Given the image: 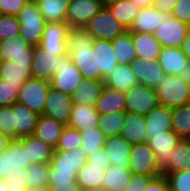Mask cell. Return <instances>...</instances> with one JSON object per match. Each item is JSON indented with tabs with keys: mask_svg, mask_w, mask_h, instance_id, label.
Instances as JSON below:
<instances>
[{
	"mask_svg": "<svg viewBox=\"0 0 190 191\" xmlns=\"http://www.w3.org/2000/svg\"><path fill=\"white\" fill-rule=\"evenodd\" d=\"M93 38L83 28H70L67 38V53L82 73L83 79L97 80L96 50L92 49Z\"/></svg>",
	"mask_w": 190,
	"mask_h": 191,
	"instance_id": "cell-1",
	"label": "cell"
},
{
	"mask_svg": "<svg viewBox=\"0 0 190 191\" xmlns=\"http://www.w3.org/2000/svg\"><path fill=\"white\" fill-rule=\"evenodd\" d=\"M159 105L176 108L190 102V86L179 76L164 74L156 84Z\"/></svg>",
	"mask_w": 190,
	"mask_h": 191,
	"instance_id": "cell-2",
	"label": "cell"
},
{
	"mask_svg": "<svg viewBox=\"0 0 190 191\" xmlns=\"http://www.w3.org/2000/svg\"><path fill=\"white\" fill-rule=\"evenodd\" d=\"M20 23V35L30 45H39L45 29L46 20L42 16L38 4L29 0L17 14Z\"/></svg>",
	"mask_w": 190,
	"mask_h": 191,
	"instance_id": "cell-3",
	"label": "cell"
},
{
	"mask_svg": "<svg viewBox=\"0 0 190 191\" xmlns=\"http://www.w3.org/2000/svg\"><path fill=\"white\" fill-rule=\"evenodd\" d=\"M50 81L31 77L19 89L17 102L43 115Z\"/></svg>",
	"mask_w": 190,
	"mask_h": 191,
	"instance_id": "cell-4",
	"label": "cell"
},
{
	"mask_svg": "<svg viewBox=\"0 0 190 191\" xmlns=\"http://www.w3.org/2000/svg\"><path fill=\"white\" fill-rule=\"evenodd\" d=\"M93 39L113 41L117 36L124 34L127 29L115 17L108 8H103L93 16L84 26Z\"/></svg>",
	"mask_w": 190,
	"mask_h": 191,
	"instance_id": "cell-5",
	"label": "cell"
},
{
	"mask_svg": "<svg viewBox=\"0 0 190 191\" xmlns=\"http://www.w3.org/2000/svg\"><path fill=\"white\" fill-rule=\"evenodd\" d=\"M82 80V73L71 61V56L68 53L60 56L57 74L51 78L50 86L72 96Z\"/></svg>",
	"mask_w": 190,
	"mask_h": 191,
	"instance_id": "cell-6",
	"label": "cell"
},
{
	"mask_svg": "<svg viewBox=\"0 0 190 191\" xmlns=\"http://www.w3.org/2000/svg\"><path fill=\"white\" fill-rule=\"evenodd\" d=\"M190 26L163 12L162 24L154 32L155 38L162 47L181 48Z\"/></svg>",
	"mask_w": 190,
	"mask_h": 191,
	"instance_id": "cell-7",
	"label": "cell"
},
{
	"mask_svg": "<svg viewBox=\"0 0 190 191\" xmlns=\"http://www.w3.org/2000/svg\"><path fill=\"white\" fill-rule=\"evenodd\" d=\"M129 170L134 174L146 176H160L156 154L147 142L132 145L129 157Z\"/></svg>",
	"mask_w": 190,
	"mask_h": 191,
	"instance_id": "cell-8",
	"label": "cell"
},
{
	"mask_svg": "<svg viewBox=\"0 0 190 191\" xmlns=\"http://www.w3.org/2000/svg\"><path fill=\"white\" fill-rule=\"evenodd\" d=\"M69 29L66 22H47L37 47L44 52L56 53L58 56L65 55Z\"/></svg>",
	"mask_w": 190,
	"mask_h": 191,
	"instance_id": "cell-9",
	"label": "cell"
},
{
	"mask_svg": "<svg viewBox=\"0 0 190 191\" xmlns=\"http://www.w3.org/2000/svg\"><path fill=\"white\" fill-rule=\"evenodd\" d=\"M126 112L147 115L159 105L157 92L150 87L136 85L125 92Z\"/></svg>",
	"mask_w": 190,
	"mask_h": 191,
	"instance_id": "cell-10",
	"label": "cell"
},
{
	"mask_svg": "<svg viewBox=\"0 0 190 191\" xmlns=\"http://www.w3.org/2000/svg\"><path fill=\"white\" fill-rule=\"evenodd\" d=\"M146 139L147 144L156 154L157 164L162 172L169 165L173 150L181 138L170 130L158 135H146Z\"/></svg>",
	"mask_w": 190,
	"mask_h": 191,
	"instance_id": "cell-11",
	"label": "cell"
},
{
	"mask_svg": "<svg viewBox=\"0 0 190 191\" xmlns=\"http://www.w3.org/2000/svg\"><path fill=\"white\" fill-rule=\"evenodd\" d=\"M103 8L100 0H70L66 23L70 28H83Z\"/></svg>",
	"mask_w": 190,
	"mask_h": 191,
	"instance_id": "cell-12",
	"label": "cell"
},
{
	"mask_svg": "<svg viewBox=\"0 0 190 191\" xmlns=\"http://www.w3.org/2000/svg\"><path fill=\"white\" fill-rule=\"evenodd\" d=\"M72 105V96L50 87L43 115L67 125L70 119Z\"/></svg>",
	"mask_w": 190,
	"mask_h": 191,
	"instance_id": "cell-13",
	"label": "cell"
},
{
	"mask_svg": "<svg viewBox=\"0 0 190 191\" xmlns=\"http://www.w3.org/2000/svg\"><path fill=\"white\" fill-rule=\"evenodd\" d=\"M135 79L139 85L156 89V84L165 72L157 60H142L136 58L130 64Z\"/></svg>",
	"mask_w": 190,
	"mask_h": 191,
	"instance_id": "cell-14",
	"label": "cell"
},
{
	"mask_svg": "<svg viewBox=\"0 0 190 191\" xmlns=\"http://www.w3.org/2000/svg\"><path fill=\"white\" fill-rule=\"evenodd\" d=\"M92 49L96 50L97 80L104 82L118 65L112 43L107 40L93 39Z\"/></svg>",
	"mask_w": 190,
	"mask_h": 191,
	"instance_id": "cell-15",
	"label": "cell"
},
{
	"mask_svg": "<svg viewBox=\"0 0 190 191\" xmlns=\"http://www.w3.org/2000/svg\"><path fill=\"white\" fill-rule=\"evenodd\" d=\"M59 57L56 53L44 52L37 46L34 47L31 62V73L34 78L50 81L57 74Z\"/></svg>",
	"mask_w": 190,
	"mask_h": 191,
	"instance_id": "cell-16",
	"label": "cell"
},
{
	"mask_svg": "<svg viewBox=\"0 0 190 191\" xmlns=\"http://www.w3.org/2000/svg\"><path fill=\"white\" fill-rule=\"evenodd\" d=\"M87 154L82 146L77 147L75 150L64 151L54 150L50 166L55 170L65 171H78L87 163Z\"/></svg>",
	"mask_w": 190,
	"mask_h": 191,
	"instance_id": "cell-17",
	"label": "cell"
},
{
	"mask_svg": "<svg viewBox=\"0 0 190 191\" xmlns=\"http://www.w3.org/2000/svg\"><path fill=\"white\" fill-rule=\"evenodd\" d=\"M98 124L99 113L95 106L73 103L67 126L83 132L98 127Z\"/></svg>",
	"mask_w": 190,
	"mask_h": 191,
	"instance_id": "cell-18",
	"label": "cell"
},
{
	"mask_svg": "<svg viewBox=\"0 0 190 191\" xmlns=\"http://www.w3.org/2000/svg\"><path fill=\"white\" fill-rule=\"evenodd\" d=\"M34 46L26 42L21 35L0 41V61L32 60Z\"/></svg>",
	"mask_w": 190,
	"mask_h": 191,
	"instance_id": "cell-19",
	"label": "cell"
},
{
	"mask_svg": "<svg viewBox=\"0 0 190 191\" xmlns=\"http://www.w3.org/2000/svg\"><path fill=\"white\" fill-rule=\"evenodd\" d=\"M32 60L0 61V79L10 84H23L33 77L31 73Z\"/></svg>",
	"mask_w": 190,
	"mask_h": 191,
	"instance_id": "cell-20",
	"label": "cell"
},
{
	"mask_svg": "<svg viewBox=\"0 0 190 191\" xmlns=\"http://www.w3.org/2000/svg\"><path fill=\"white\" fill-rule=\"evenodd\" d=\"M104 150L110 160V165L129 167V157L132 145L121 135L106 137Z\"/></svg>",
	"mask_w": 190,
	"mask_h": 191,
	"instance_id": "cell-21",
	"label": "cell"
},
{
	"mask_svg": "<svg viewBox=\"0 0 190 191\" xmlns=\"http://www.w3.org/2000/svg\"><path fill=\"white\" fill-rule=\"evenodd\" d=\"M12 112L14 126H16V139L33 135L40 115L18 102L12 105Z\"/></svg>",
	"mask_w": 190,
	"mask_h": 191,
	"instance_id": "cell-22",
	"label": "cell"
},
{
	"mask_svg": "<svg viewBox=\"0 0 190 191\" xmlns=\"http://www.w3.org/2000/svg\"><path fill=\"white\" fill-rule=\"evenodd\" d=\"M157 61L165 74L179 75L190 63L181 48L162 47Z\"/></svg>",
	"mask_w": 190,
	"mask_h": 191,
	"instance_id": "cell-23",
	"label": "cell"
},
{
	"mask_svg": "<svg viewBox=\"0 0 190 191\" xmlns=\"http://www.w3.org/2000/svg\"><path fill=\"white\" fill-rule=\"evenodd\" d=\"M145 117L133 112H125L121 136L131 145L147 142Z\"/></svg>",
	"mask_w": 190,
	"mask_h": 191,
	"instance_id": "cell-24",
	"label": "cell"
},
{
	"mask_svg": "<svg viewBox=\"0 0 190 191\" xmlns=\"http://www.w3.org/2000/svg\"><path fill=\"white\" fill-rule=\"evenodd\" d=\"M65 127V124L51 117L40 115L33 135L55 150Z\"/></svg>",
	"mask_w": 190,
	"mask_h": 191,
	"instance_id": "cell-25",
	"label": "cell"
},
{
	"mask_svg": "<svg viewBox=\"0 0 190 191\" xmlns=\"http://www.w3.org/2000/svg\"><path fill=\"white\" fill-rule=\"evenodd\" d=\"M145 117L146 135H158L172 130V109L158 105Z\"/></svg>",
	"mask_w": 190,
	"mask_h": 191,
	"instance_id": "cell-26",
	"label": "cell"
},
{
	"mask_svg": "<svg viewBox=\"0 0 190 191\" xmlns=\"http://www.w3.org/2000/svg\"><path fill=\"white\" fill-rule=\"evenodd\" d=\"M32 164H50L54 149L34 135L19 138Z\"/></svg>",
	"mask_w": 190,
	"mask_h": 191,
	"instance_id": "cell-27",
	"label": "cell"
},
{
	"mask_svg": "<svg viewBox=\"0 0 190 191\" xmlns=\"http://www.w3.org/2000/svg\"><path fill=\"white\" fill-rule=\"evenodd\" d=\"M132 40L137 58L148 61L158 59L162 46L154 34L132 32Z\"/></svg>",
	"mask_w": 190,
	"mask_h": 191,
	"instance_id": "cell-28",
	"label": "cell"
},
{
	"mask_svg": "<svg viewBox=\"0 0 190 191\" xmlns=\"http://www.w3.org/2000/svg\"><path fill=\"white\" fill-rule=\"evenodd\" d=\"M125 92L104 86L101 95L95 103V109L99 114L110 112H126Z\"/></svg>",
	"mask_w": 190,
	"mask_h": 191,
	"instance_id": "cell-29",
	"label": "cell"
},
{
	"mask_svg": "<svg viewBox=\"0 0 190 191\" xmlns=\"http://www.w3.org/2000/svg\"><path fill=\"white\" fill-rule=\"evenodd\" d=\"M163 21V12H159L153 6L140 9L139 14L128 29L129 32L154 34Z\"/></svg>",
	"mask_w": 190,
	"mask_h": 191,
	"instance_id": "cell-30",
	"label": "cell"
},
{
	"mask_svg": "<svg viewBox=\"0 0 190 191\" xmlns=\"http://www.w3.org/2000/svg\"><path fill=\"white\" fill-rule=\"evenodd\" d=\"M104 85L121 92L129 91L138 85L129 64H118L114 72L104 80Z\"/></svg>",
	"mask_w": 190,
	"mask_h": 191,
	"instance_id": "cell-31",
	"label": "cell"
},
{
	"mask_svg": "<svg viewBox=\"0 0 190 191\" xmlns=\"http://www.w3.org/2000/svg\"><path fill=\"white\" fill-rule=\"evenodd\" d=\"M104 86L103 81L83 79L72 94L73 103L95 106Z\"/></svg>",
	"mask_w": 190,
	"mask_h": 191,
	"instance_id": "cell-32",
	"label": "cell"
},
{
	"mask_svg": "<svg viewBox=\"0 0 190 191\" xmlns=\"http://www.w3.org/2000/svg\"><path fill=\"white\" fill-rule=\"evenodd\" d=\"M132 177V172L129 167H119L110 165L105 169L102 187L106 191H123L129 184Z\"/></svg>",
	"mask_w": 190,
	"mask_h": 191,
	"instance_id": "cell-33",
	"label": "cell"
},
{
	"mask_svg": "<svg viewBox=\"0 0 190 191\" xmlns=\"http://www.w3.org/2000/svg\"><path fill=\"white\" fill-rule=\"evenodd\" d=\"M172 154L171 161H169V165L162 171V174L190 170V139H180Z\"/></svg>",
	"mask_w": 190,
	"mask_h": 191,
	"instance_id": "cell-34",
	"label": "cell"
},
{
	"mask_svg": "<svg viewBox=\"0 0 190 191\" xmlns=\"http://www.w3.org/2000/svg\"><path fill=\"white\" fill-rule=\"evenodd\" d=\"M70 0H40L39 10L46 22H66Z\"/></svg>",
	"mask_w": 190,
	"mask_h": 191,
	"instance_id": "cell-35",
	"label": "cell"
},
{
	"mask_svg": "<svg viewBox=\"0 0 190 191\" xmlns=\"http://www.w3.org/2000/svg\"><path fill=\"white\" fill-rule=\"evenodd\" d=\"M118 64H130L135 60L136 52L132 40V32L128 30L111 41Z\"/></svg>",
	"mask_w": 190,
	"mask_h": 191,
	"instance_id": "cell-36",
	"label": "cell"
},
{
	"mask_svg": "<svg viewBox=\"0 0 190 191\" xmlns=\"http://www.w3.org/2000/svg\"><path fill=\"white\" fill-rule=\"evenodd\" d=\"M105 169L90 163H85L77 173V183L81 189L102 187Z\"/></svg>",
	"mask_w": 190,
	"mask_h": 191,
	"instance_id": "cell-37",
	"label": "cell"
},
{
	"mask_svg": "<svg viewBox=\"0 0 190 191\" xmlns=\"http://www.w3.org/2000/svg\"><path fill=\"white\" fill-rule=\"evenodd\" d=\"M172 130L181 139H190V102L172 109Z\"/></svg>",
	"mask_w": 190,
	"mask_h": 191,
	"instance_id": "cell-38",
	"label": "cell"
},
{
	"mask_svg": "<svg viewBox=\"0 0 190 191\" xmlns=\"http://www.w3.org/2000/svg\"><path fill=\"white\" fill-rule=\"evenodd\" d=\"M112 16L115 17L128 30L132 25L140 9L130 0H122L114 5L107 7Z\"/></svg>",
	"mask_w": 190,
	"mask_h": 191,
	"instance_id": "cell-39",
	"label": "cell"
},
{
	"mask_svg": "<svg viewBox=\"0 0 190 191\" xmlns=\"http://www.w3.org/2000/svg\"><path fill=\"white\" fill-rule=\"evenodd\" d=\"M125 121V112L99 114L98 128L106 136L121 135Z\"/></svg>",
	"mask_w": 190,
	"mask_h": 191,
	"instance_id": "cell-40",
	"label": "cell"
},
{
	"mask_svg": "<svg viewBox=\"0 0 190 191\" xmlns=\"http://www.w3.org/2000/svg\"><path fill=\"white\" fill-rule=\"evenodd\" d=\"M32 165L28 160L27 149L24 148L19 139H13L8 146V175L11 168L27 169Z\"/></svg>",
	"mask_w": 190,
	"mask_h": 191,
	"instance_id": "cell-41",
	"label": "cell"
},
{
	"mask_svg": "<svg viewBox=\"0 0 190 191\" xmlns=\"http://www.w3.org/2000/svg\"><path fill=\"white\" fill-rule=\"evenodd\" d=\"M80 133L82 138L81 146L87 156L94 154L95 151H99L104 147L106 136L98 127Z\"/></svg>",
	"mask_w": 190,
	"mask_h": 191,
	"instance_id": "cell-42",
	"label": "cell"
},
{
	"mask_svg": "<svg viewBox=\"0 0 190 191\" xmlns=\"http://www.w3.org/2000/svg\"><path fill=\"white\" fill-rule=\"evenodd\" d=\"M49 164H32L27 168L28 188L48 189Z\"/></svg>",
	"mask_w": 190,
	"mask_h": 191,
	"instance_id": "cell-43",
	"label": "cell"
},
{
	"mask_svg": "<svg viewBox=\"0 0 190 191\" xmlns=\"http://www.w3.org/2000/svg\"><path fill=\"white\" fill-rule=\"evenodd\" d=\"M81 133L66 125L55 150L71 151L81 146Z\"/></svg>",
	"mask_w": 190,
	"mask_h": 191,
	"instance_id": "cell-44",
	"label": "cell"
},
{
	"mask_svg": "<svg viewBox=\"0 0 190 191\" xmlns=\"http://www.w3.org/2000/svg\"><path fill=\"white\" fill-rule=\"evenodd\" d=\"M20 35V23L17 16H0V41L14 38Z\"/></svg>",
	"mask_w": 190,
	"mask_h": 191,
	"instance_id": "cell-45",
	"label": "cell"
},
{
	"mask_svg": "<svg viewBox=\"0 0 190 191\" xmlns=\"http://www.w3.org/2000/svg\"><path fill=\"white\" fill-rule=\"evenodd\" d=\"M163 175L167 178L170 191H190V170Z\"/></svg>",
	"mask_w": 190,
	"mask_h": 191,
	"instance_id": "cell-46",
	"label": "cell"
},
{
	"mask_svg": "<svg viewBox=\"0 0 190 191\" xmlns=\"http://www.w3.org/2000/svg\"><path fill=\"white\" fill-rule=\"evenodd\" d=\"M0 132L12 140L16 139L12 106H0Z\"/></svg>",
	"mask_w": 190,
	"mask_h": 191,
	"instance_id": "cell-47",
	"label": "cell"
},
{
	"mask_svg": "<svg viewBox=\"0 0 190 191\" xmlns=\"http://www.w3.org/2000/svg\"><path fill=\"white\" fill-rule=\"evenodd\" d=\"M22 84H10L0 79V106H12L17 103L18 92Z\"/></svg>",
	"mask_w": 190,
	"mask_h": 191,
	"instance_id": "cell-48",
	"label": "cell"
},
{
	"mask_svg": "<svg viewBox=\"0 0 190 191\" xmlns=\"http://www.w3.org/2000/svg\"><path fill=\"white\" fill-rule=\"evenodd\" d=\"M9 191H25L27 185V169L11 168L8 179H5Z\"/></svg>",
	"mask_w": 190,
	"mask_h": 191,
	"instance_id": "cell-49",
	"label": "cell"
},
{
	"mask_svg": "<svg viewBox=\"0 0 190 191\" xmlns=\"http://www.w3.org/2000/svg\"><path fill=\"white\" fill-rule=\"evenodd\" d=\"M77 182L75 171L55 170L49 164L48 184H71Z\"/></svg>",
	"mask_w": 190,
	"mask_h": 191,
	"instance_id": "cell-50",
	"label": "cell"
},
{
	"mask_svg": "<svg viewBox=\"0 0 190 191\" xmlns=\"http://www.w3.org/2000/svg\"><path fill=\"white\" fill-rule=\"evenodd\" d=\"M154 177L157 176H146L132 173L131 180L123 191H143Z\"/></svg>",
	"mask_w": 190,
	"mask_h": 191,
	"instance_id": "cell-51",
	"label": "cell"
},
{
	"mask_svg": "<svg viewBox=\"0 0 190 191\" xmlns=\"http://www.w3.org/2000/svg\"><path fill=\"white\" fill-rule=\"evenodd\" d=\"M29 0H0V10L4 15L17 16Z\"/></svg>",
	"mask_w": 190,
	"mask_h": 191,
	"instance_id": "cell-52",
	"label": "cell"
},
{
	"mask_svg": "<svg viewBox=\"0 0 190 191\" xmlns=\"http://www.w3.org/2000/svg\"><path fill=\"white\" fill-rule=\"evenodd\" d=\"M171 15L190 26V0H179Z\"/></svg>",
	"mask_w": 190,
	"mask_h": 191,
	"instance_id": "cell-53",
	"label": "cell"
},
{
	"mask_svg": "<svg viewBox=\"0 0 190 191\" xmlns=\"http://www.w3.org/2000/svg\"><path fill=\"white\" fill-rule=\"evenodd\" d=\"M87 162L97 166H102L104 169L110 166V160L104 148L100 149L99 151H95L94 154H90L87 158Z\"/></svg>",
	"mask_w": 190,
	"mask_h": 191,
	"instance_id": "cell-54",
	"label": "cell"
},
{
	"mask_svg": "<svg viewBox=\"0 0 190 191\" xmlns=\"http://www.w3.org/2000/svg\"><path fill=\"white\" fill-rule=\"evenodd\" d=\"M143 191H169V184L165 175L154 177Z\"/></svg>",
	"mask_w": 190,
	"mask_h": 191,
	"instance_id": "cell-55",
	"label": "cell"
},
{
	"mask_svg": "<svg viewBox=\"0 0 190 191\" xmlns=\"http://www.w3.org/2000/svg\"><path fill=\"white\" fill-rule=\"evenodd\" d=\"M179 0H153L152 6L159 12L172 13Z\"/></svg>",
	"mask_w": 190,
	"mask_h": 191,
	"instance_id": "cell-56",
	"label": "cell"
},
{
	"mask_svg": "<svg viewBox=\"0 0 190 191\" xmlns=\"http://www.w3.org/2000/svg\"><path fill=\"white\" fill-rule=\"evenodd\" d=\"M48 191H81L77 182L71 184H48Z\"/></svg>",
	"mask_w": 190,
	"mask_h": 191,
	"instance_id": "cell-57",
	"label": "cell"
},
{
	"mask_svg": "<svg viewBox=\"0 0 190 191\" xmlns=\"http://www.w3.org/2000/svg\"><path fill=\"white\" fill-rule=\"evenodd\" d=\"M0 177L8 179V148L0 153Z\"/></svg>",
	"mask_w": 190,
	"mask_h": 191,
	"instance_id": "cell-58",
	"label": "cell"
},
{
	"mask_svg": "<svg viewBox=\"0 0 190 191\" xmlns=\"http://www.w3.org/2000/svg\"><path fill=\"white\" fill-rule=\"evenodd\" d=\"M181 50L186 55L187 59L190 61V30L188 31L185 39L183 40Z\"/></svg>",
	"mask_w": 190,
	"mask_h": 191,
	"instance_id": "cell-59",
	"label": "cell"
},
{
	"mask_svg": "<svg viewBox=\"0 0 190 191\" xmlns=\"http://www.w3.org/2000/svg\"><path fill=\"white\" fill-rule=\"evenodd\" d=\"M11 141V138L0 132V153H3L8 148Z\"/></svg>",
	"mask_w": 190,
	"mask_h": 191,
	"instance_id": "cell-60",
	"label": "cell"
},
{
	"mask_svg": "<svg viewBox=\"0 0 190 191\" xmlns=\"http://www.w3.org/2000/svg\"><path fill=\"white\" fill-rule=\"evenodd\" d=\"M139 9L151 7L153 0H130Z\"/></svg>",
	"mask_w": 190,
	"mask_h": 191,
	"instance_id": "cell-61",
	"label": "cell"
},
{
	"mask_svg": "<svg viewBox=\"0 0 190 191\" xmlns=\"http://www.w3.org/2000/svg\"><path fill=\"white\" fill-rule=\"evenodd\" d=\"M178 76L190 86V63Z\"/></svg>",
	"mask_w": 190,
	"mask_h": 191,
	"instance_id": "cell-62",
	"label": "cell"
},
{
	"mask_svg": "<svg viewBox=\"0 0 190 191\" xmlns=\"http://www.w3.org/2000/svg\"><path fill=\"white\" fill-rule=\"evenodd\" d=\"M102 2L103 7L107 8L111 5H114L122 0H100Z\"/></svg>",
	"mask_w": 190,
	"mask_h": 191,
	"instance_id": "cell-63",
	"label": "cell"
},
{
	"mask_svg": "<svg viewBox=\"0 0 190 191\" xmlns=\"http://www.w3.org/2000/svg\"><path fill=\"white\" fill-rule=\"evenodd\" d=\"M0 191H9L5 179L0 177Z\"/></svg>",
	"mask_w": 190,
	"mask_h": 191,
	"instance_id": "cell-64",
	"label": "cell"
},
{
	"mask_svg": "<svg viewBox=\"0 0 190 191\" xmlns=\"http://www.w3.org/2000/svg\"><path fill=\"white\" fill-rule=\"evenodd\" d=\"M81 191H106L103 187L81 189Z\"/></svg>",
	"mask_w": 190,
	"mask_h": 191,
	"instance_id": "cell-65",
	"label": "cell"
},
{
	"mask_svg": "<svg viewBox=\"0 0 190 191\" xmlns=\"http://www.w3.org/2000/svg\"><path fill=\"white\" fill-rule=\"evenodd\" d=\"M25 191H48V189H41V188H27Z\"/></svg>",
	"mask_w": 190,
	"mask_h": 191,
	"instance_id": "cell-66",
	"label": "cell"
}]
</instances>
